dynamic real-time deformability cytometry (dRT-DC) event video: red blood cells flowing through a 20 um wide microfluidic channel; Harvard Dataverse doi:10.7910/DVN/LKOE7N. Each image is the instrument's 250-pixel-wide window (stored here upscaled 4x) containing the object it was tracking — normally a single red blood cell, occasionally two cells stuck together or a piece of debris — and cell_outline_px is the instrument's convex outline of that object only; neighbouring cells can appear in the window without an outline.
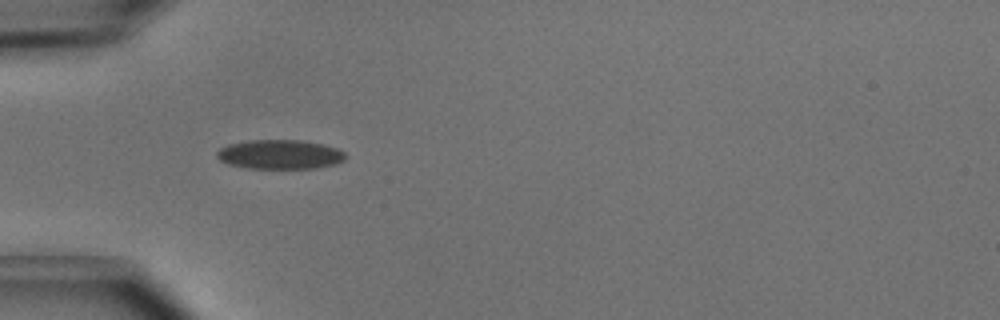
{"species": "common noctule bat (a hibernating species)", "species_latin": "Nyctalus noctula", "temperature_condition": "cold", "stored_images_in_passage": 6, "camera_frame_rate_fps": 3000, "um_per_image_px": 0.085, "animal": {"sex": "male", "body_mass_g": 15.6}, "frame": {"image": 1, "passage_image": 4, "time_ms": 1.0, "image_size_px": [1000, 320], "cell_outline_px": [[344, 160], [336, 164], [316, 168], [244, 168], [228, 164], [220, 160], [216, 156], [216, 152], [220, 148], [228, 144], [248, 140], [300, 140], [324, 144], [336, 148], [344, 152]], "centroid_in_image_um": [23.76, 13.12], "position_along_channel_um": 61.2, "area_um2": 22.02}}
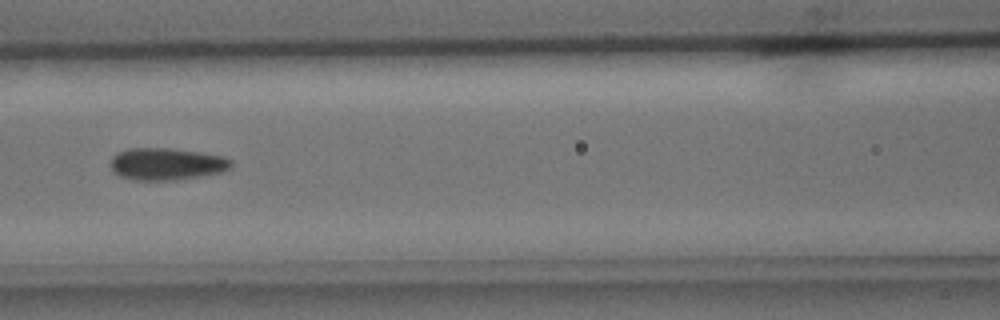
{"frame": {"image": 2, "passage_image": 6, "time_ms": 1.667, "image_size_px": [1000, 320], "cell_outline_px": [[232, 164], [228, 168], [220, 172], [176, 180], [132, 180], [120, 176], [112, 168], [112, 156], [116, 152], [128, 148], [168, 148], [200, 152], [224, 156], [232, 160]], "centroid_in_image_um": [14.14, 13.93], "position_along_channel_um": 152.5, "area_um2": 22.43}}